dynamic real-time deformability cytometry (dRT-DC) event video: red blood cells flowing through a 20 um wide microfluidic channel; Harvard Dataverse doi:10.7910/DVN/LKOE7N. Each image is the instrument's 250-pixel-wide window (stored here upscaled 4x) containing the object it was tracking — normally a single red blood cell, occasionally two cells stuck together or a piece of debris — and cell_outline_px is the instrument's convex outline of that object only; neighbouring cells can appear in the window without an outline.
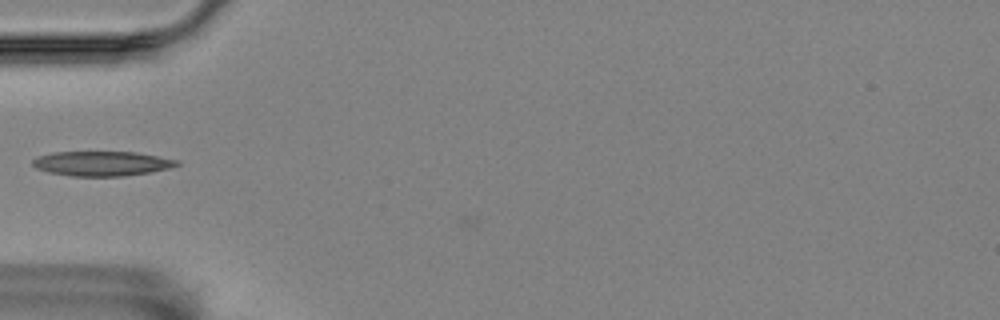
{"species": "Egyptian fruit bat (a non-hibernating species)", "species_latin": "Rousettus aegyptiacus", "temperature_condition": "room temperature", "stored_images_in_passage": 2, "camera_frame_rate_fps": 3000, "um_per_image_px": 0.085, "animal": {"sex": "female"}, "frame": {"image": 1, "passage_image": 1, "time_ms": 0.0, "image_size_px": [1000, 320], "cell_outline_px": [[180, 164], [168, 168], [148, 172], [124, 176], [72, 176], [48, 172], [36, 168], [32, 164], [32, 160], [36, 156], [52, 152], [136, 152], [180, 160]], "centroid_in_image_um": [8.63, 13.89], "position_along_channel_um": 76.4, "area_um2": 20.75}}